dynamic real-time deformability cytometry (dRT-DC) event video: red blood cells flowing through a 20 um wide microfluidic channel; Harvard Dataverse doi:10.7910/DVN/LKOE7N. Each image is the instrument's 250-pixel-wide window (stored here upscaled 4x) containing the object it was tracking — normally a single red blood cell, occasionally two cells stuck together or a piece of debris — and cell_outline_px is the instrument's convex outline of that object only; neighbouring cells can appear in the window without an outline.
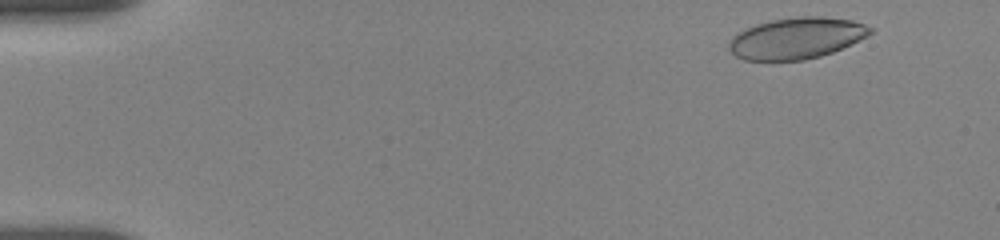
{"species": "human", "species_latin": "Homo sapiens", "temperature_condition": "room temperature", "stored_images_in_passage": 9, "camera_frame_rate_fps": 3000, "um_per_image_px": 0.085, "donor": {"sex": "female"}, "frame": {"image": 1, "passage_image": 2, "time_ms": 0.667, "image_size_px": [1000, 240], "cell_outline_px": [[872, 32], [868, 36], [832, 52], [820, 56], [804, 60], [744, 60], [736, 56], [728, 48], [728, 44], [732, 36], [736, 32], [744, 28], [756, 24], [772, 20], [800, 16], [824, 16], [852, 20], [864, 24], [872, 28]], "centroid_in_image_um": [67.67, 3.24], "position_along_channel_um": 17.3, "area_um2": 34.04}}
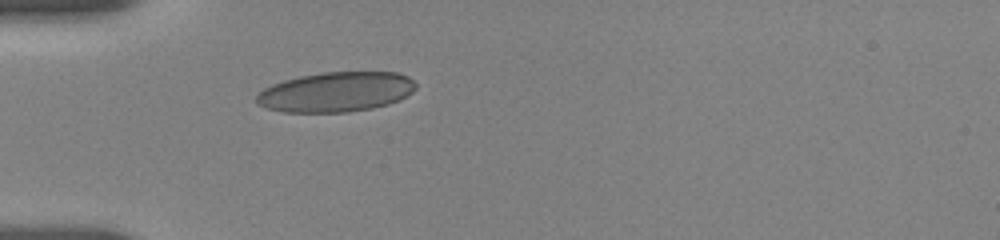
{"frame": {"image": 2, "passage_image": 7, "time_ms": 4.667, "image_size_px": [1000, 240], "cell_outline_px": [[416, 88], [412, 92], [400, 100], [388, 104], [372, 108], [348, 112], [284, 112], [268, 108], [256, 104], [256, 96], [264, 88], [272, 84], [284, 80], [300, 76], [324, 72], [396, 72], [408, 76], [416, 84]], "centroid_in_image_um": [28.56, 7.81], "position_along_channel_um": 56.4, "area_um2": 37.05}}
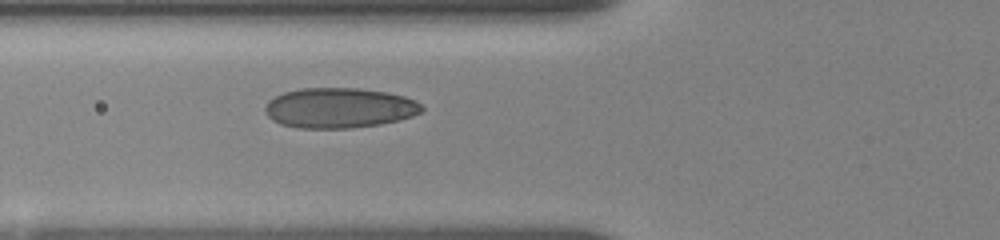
{"frame": {"image": 3, "passage_image": 9, "time_ms": 6.0, "image_size_px": [1000, 240], "cell_outline_px": [[424, 112], [412, 116], [380, 124], [348, 128], [300, 128], [280, 124], [272, 120], [264, 112], [264, 108], [268, 100], [284, 92], [300, 88], [356, 88], [384, 92], [404, 96], [416, 100], [424, 108]], "centroid_in_image_um": [28.82, 9.17], "position_along_channel_um": 97.0, "area_um2": 36.7}}